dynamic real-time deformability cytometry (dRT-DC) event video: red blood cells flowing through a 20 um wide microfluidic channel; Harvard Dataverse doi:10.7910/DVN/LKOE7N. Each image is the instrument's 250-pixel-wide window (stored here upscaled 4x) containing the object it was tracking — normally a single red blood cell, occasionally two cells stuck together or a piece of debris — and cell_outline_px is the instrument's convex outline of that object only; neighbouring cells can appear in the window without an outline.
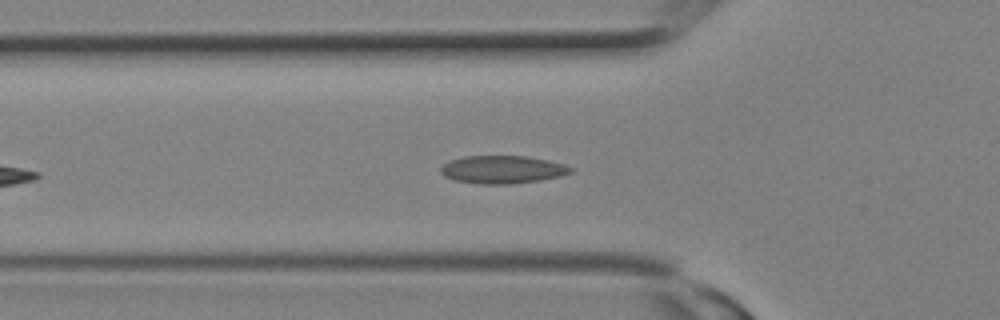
{"species": "Egyptian fruit bat (a non-hibernating species)", "species_latin": "Rousettus aegyptiacus", "temperature_condition": "room temperature", "stored_images_in_passage": 6, "camera_frame_rate_fps": 3000, "um_per_image_px": 0.085, "animal": {"sex": "female"}, "frame": {"image": 1, "passage_image": 4, "time_ms": 1.0, "image_size_px": [1000, 320], "cell_outline_px": [[576, 168], [572, 172], [560, 176], [540, 180], [508, 184], [480, 184], [456, 180], [444, 176], [440, 172], [440, 168], [444, 164], [452, 160], [464, 156], [524, 156], [548, 160], [564, 164]], "centroid_in_image_um": [42.74, 14.41], "position_along_channel_um": 83.1, "area_um2": 21.04}}
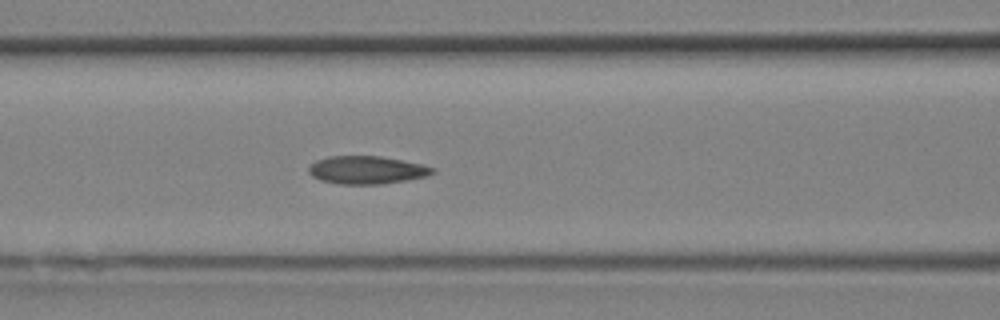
{"frame": {"image": 2, "passage_image": 6, "time_ms": 1.667, "image_size_px": [1000, 320], "cell_outline_px": [[436, 172], [428, 176], [380, 184], [340, 184], [320, 180], [312, 176], [308, 172], [308, 168], [316, 160], [328, 156], [380, 156], [420, 164], [436, 168]], "centroid_in_image_um": [31.16, 14.45], "position_along_channel_um": 135.4, "area_um2": 20.06}}